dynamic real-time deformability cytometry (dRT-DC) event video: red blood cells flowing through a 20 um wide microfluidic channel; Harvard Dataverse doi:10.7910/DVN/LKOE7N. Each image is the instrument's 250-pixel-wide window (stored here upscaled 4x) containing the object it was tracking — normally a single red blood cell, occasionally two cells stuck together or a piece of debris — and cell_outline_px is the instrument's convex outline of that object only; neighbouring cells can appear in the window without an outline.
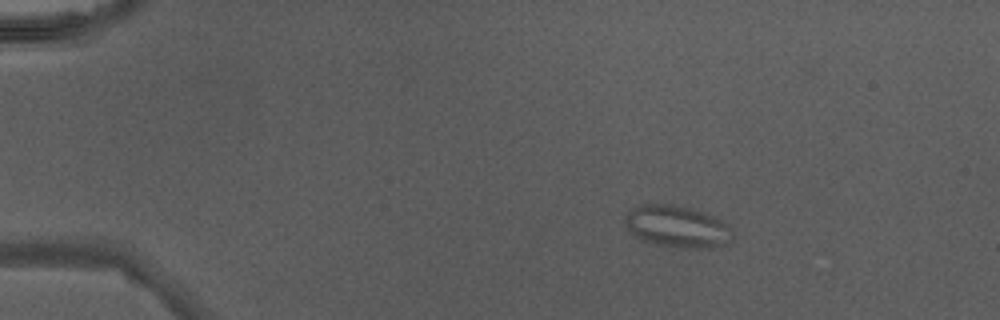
{"species": "Egyptian fruit bat (a non-hibernating species)", "species_latin": "Rousettus aegyptiacus", "temperature_condition": "warm", "stored_images_in_passage": 40, "camera_frame_rate_fps": 3000, "um_per_image_px": 0.085, "animal": {"sex": "male"}, "frame": {"image": 1, "passage_image": 1, "time_ms": 0.0, "image_size_px": [1000, 320], "cell_outline_px": [[732, 240], [728, 244], [716, 248], [688, 248], [656, 244], [640, 240], [628, 228], [624, 216], [632, 208], [640, 204], [668, 204], [688, 208], [712, 216], [728, 224], [732, 228]], "centroid_in_image_um": [57.58, 19.27], "position_along_channel_um": 27.4, "area_um2": 26.13}}
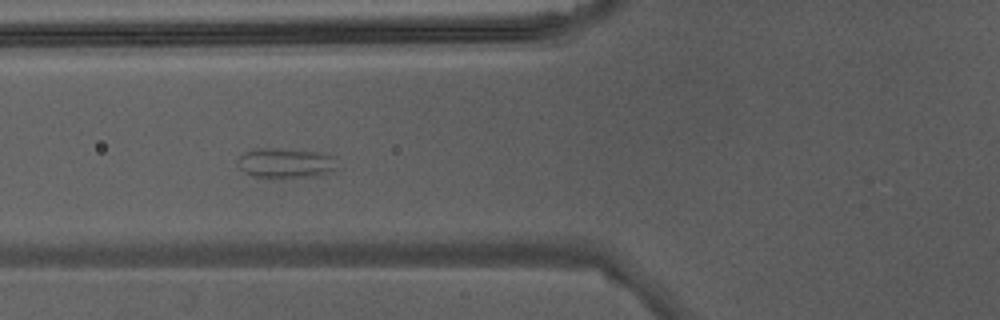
{"frame": {"image": 2, "passage_image": 12, "time_ms": 3.667, "image_size_px": [1000, 320], "cell_outline_px": [[340, 168], [320, 176], [256, 176], [244, 172], [236, 164], [236, 160], [244, 152], [256, 148], [272, 148], [324, 152], [336, 156]], "centroid_in_image_um": [24.36, 13.82], "position_along_channel_um": 101.4, "area_um2": 17.51}}
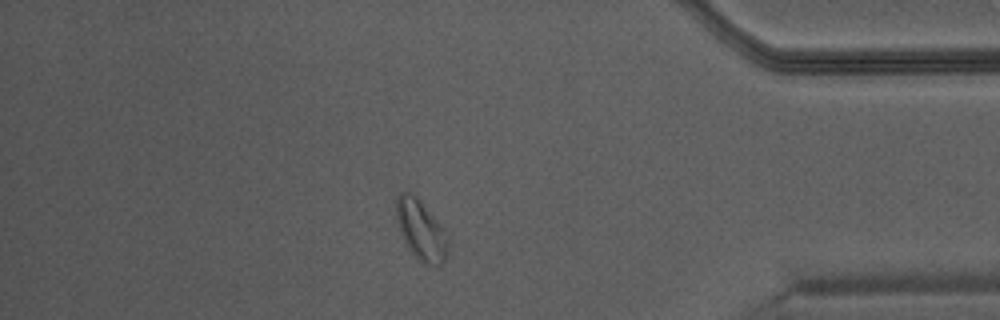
{"frame": {"image": 3, "passage_image": 34, "time_ms": 11.0, "image_size_px": [1000, 320], "cell_outline_px": [[448, 256], [440, 264], [428, 264], [420, 260], [408, 248], [400, 232], [396, 220], [396, 196], [400, 192], [408, 188], [420, 200], [444, 228], [448, 236]], "centroid_in_image_um": [35.77, 19.48], "position_along_channel_um": 399.4, "area_um2": 18.26}}